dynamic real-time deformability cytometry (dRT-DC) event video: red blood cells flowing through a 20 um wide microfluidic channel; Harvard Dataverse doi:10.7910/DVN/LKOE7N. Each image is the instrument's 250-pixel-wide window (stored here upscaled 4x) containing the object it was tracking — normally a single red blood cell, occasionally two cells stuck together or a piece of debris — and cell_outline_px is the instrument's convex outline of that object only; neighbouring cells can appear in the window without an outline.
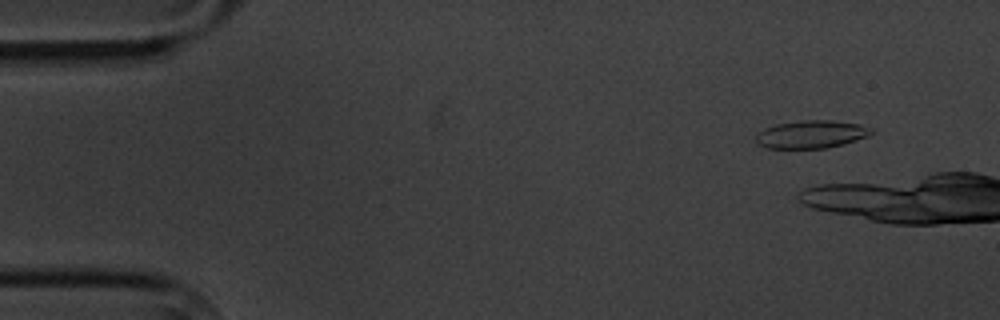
{"species": "common noctule bat (a hibernating species)", "species_latin": "Nyctalus noctula", "temperature_condition": "cold", "stored_images_in_passage": 3, "camera_frame_rate_fps": 3000, "um_per_image_px": 0.085, "animal": {"sex": "male", "body_mass_g": 20.1, "forearm_length_mm": 53.5}, "frame": {"image": 1, "passage_image": 2, "time_ms": 1.333, "image_size_px": [1000, 320], "cell_outline_px": [[876, 132], [868, 136], [844, 144], [828, 148], [768, 148], [756, 144], [756, 132], [764, 128], [776, 124], [800, 120], [832, 120], [860, 124], [876, 128]], "centroid_in_image_um": [69.0, 11.41], "position_along_channel_um": 16.0, "area_um2": 19.13}}